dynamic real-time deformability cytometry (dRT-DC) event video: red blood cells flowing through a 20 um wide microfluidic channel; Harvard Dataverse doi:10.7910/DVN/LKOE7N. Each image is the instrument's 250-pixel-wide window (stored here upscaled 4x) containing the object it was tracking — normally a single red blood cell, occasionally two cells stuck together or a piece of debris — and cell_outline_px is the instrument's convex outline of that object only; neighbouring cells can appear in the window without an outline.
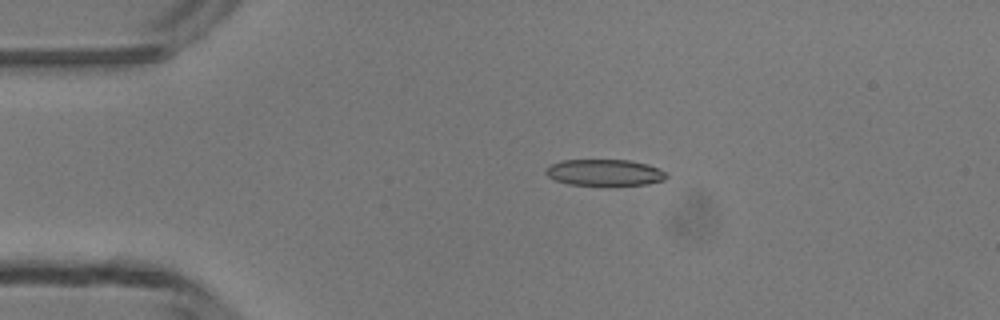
{"species": "common noctule bat (a hibernating species)", "species_latin": "Nyctalus noctula", "temperature_condition": "room temperature", "stored_images_in_passage": 4, "camera_frame_rate_fps": 3000, "um_per_image_px": 0.085, "animal": {"sex": "male", "body_mass_g": 13.3}, "frame": {"image": 1, "passage_image": 3, "time_ms": 2.333, "image_size_px": [1000, 320], "cell_outline_px": [[668, 176], [664, 180], [648, 184], [612, 188], [604, 188], [568, 184], [556, 180], [548, 176], [544, 172], [552, 164], [564, 160], [628, 160], [648, 164], [668, 172]], "centroid_in_image_um": [51.46, 14.72], "position_along_channel_um": 33.5, "area_um2": 19.48}}